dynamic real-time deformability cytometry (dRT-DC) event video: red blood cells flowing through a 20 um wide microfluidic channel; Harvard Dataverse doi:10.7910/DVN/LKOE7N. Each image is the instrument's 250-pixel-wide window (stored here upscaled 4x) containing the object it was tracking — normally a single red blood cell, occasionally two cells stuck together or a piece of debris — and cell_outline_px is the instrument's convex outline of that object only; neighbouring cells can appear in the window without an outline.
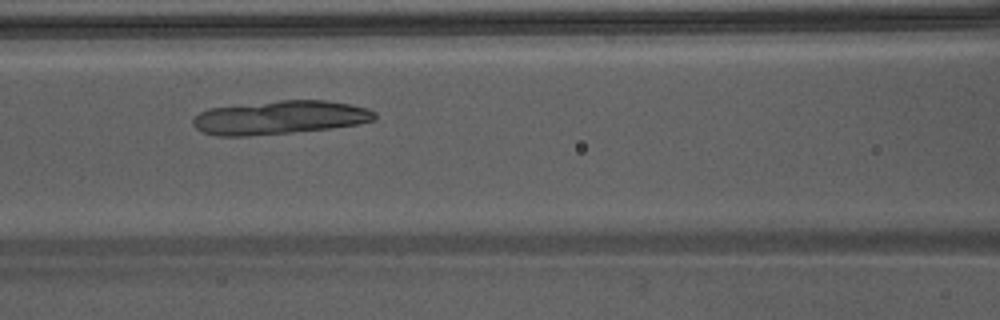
{"species": "Egyptian fruit bat (a non-hibernating species)", "species_latin": "Rousettus aegyptiacus", "temperature_condition": "warm", "stored_images_in_passage": 39, "camera_frame_rate_fps": 3000, "um_per_image_px": 0.085, "animal": {"sex": "male"}, "frame": {"image": 1, "passage_image": 13, "time_ms": 4.0, "image_size_px": [1000, 320], "cell_outline_px": [[376, 120], [360, 124], [328, 128], [292, 132], [248, 136], [216, 136], [200, 132], [192, 124], [192, 120], [200, 112], [208, 108], [280, 100], [324, 100], [348, 104], [368, 108], [376, 112]], "centroid_in_image_um": [23.77, 9.99], "position_along_channel_um": 142.8, "area_um2": 35.66}}
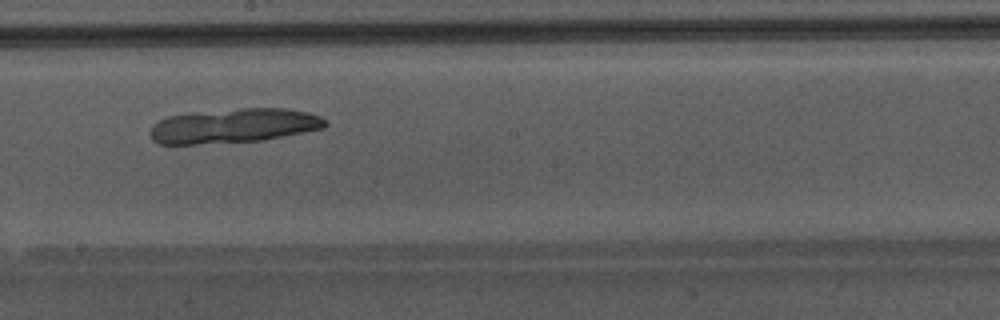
{"frame": {"image": 2, "passage_image": 19, "time_ms": 6.0, "image_size_px": [1000, 320], "cell_outline_px": [[328, 124], [324, 128], [264, 140], [196, 144], [160, 144], [152, 140], [152, 124], [168, 116], [192, 112], [244, 108], [288, 108], [320, 116]], "centroid_in_image_um": [19.87, 10.69], "position_along_channel_um": 228.3, "area_um2": 35.03}}
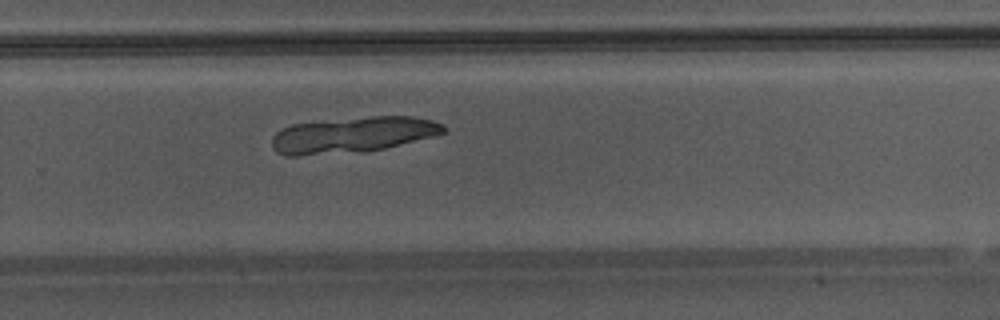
{"frame": {"image": 3, "passage_image": 24, "time_ms": 7.667, "image_size_px": [1000, 320], "cell_outline_px": [[444, 132], [436, 136], [384, 148], [360, 152], [300, 156], [284, 156], [276, 152], [272, 148], [272, 136], [276, 132], [292, 124], [368, 116], [412, 116], [432, 120], [444, 124]], "centroid_in_image_um": [29.96, 11.47], "position_along_channel_um": 299.8, "area_um2": 36.07}}